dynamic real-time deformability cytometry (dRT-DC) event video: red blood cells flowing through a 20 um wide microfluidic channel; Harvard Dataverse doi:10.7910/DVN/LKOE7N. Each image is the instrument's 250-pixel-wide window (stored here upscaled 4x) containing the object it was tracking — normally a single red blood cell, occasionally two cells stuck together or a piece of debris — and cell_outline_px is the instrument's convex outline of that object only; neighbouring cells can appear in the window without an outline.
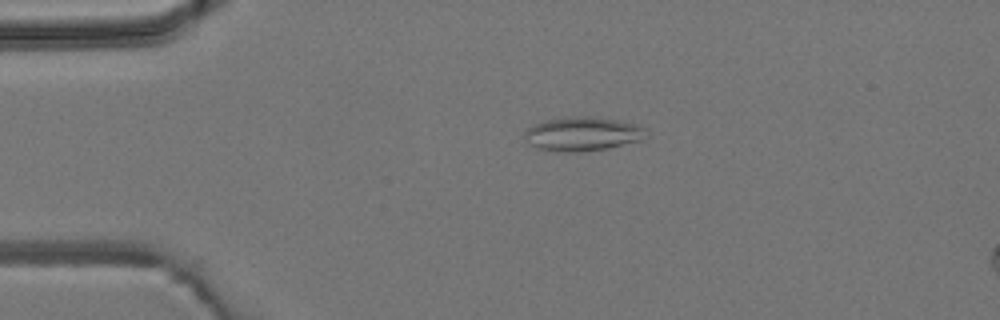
{"species": "common noctule bat (a hibernating species)", "species_latin": "Nyctalus noctula", "temperature_condition": "room temperature", "stored_images_in_passage": 6, "camera_frame_rate_fps": 3000, "um_per_image_px": 0.085, "animal": {"sex": "male", "body_mass_g": 19.2, "forearm_length_mm": 51.8}, "frame": {"image": 1, "passage_image": 4, "time_ms": 3.333, "image_size_px": [1000, 320], "cell_outline_px": [[648, 136], [644, 140], [608, 148], [576, 152], [560, 152], [536, 148], [528, 144], [524, 140], [524, 132], [532, 124], [544, 120], [568, 116], [592, 116], [616, 120], [636, 124], [648, 128]], "centroid_in_image_um": [49.53, 11.38], "position_along_channel_um": 35.5, "area_um2": 24.68}}